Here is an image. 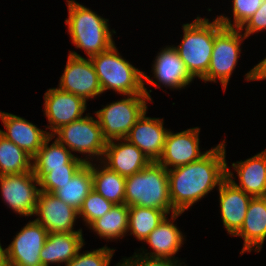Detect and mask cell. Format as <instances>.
<instances>
[{"instance_id":"obj_1","label":"cell","mask_w":266,"mask_h":266,"mask_svg":"<svg viewBox=\"0 0 266 266\" xmlns=\"http://www.w3.org/2000/svg\"><path fill=\"white\" fill-rule=\"evenodd\" d=\"M225 140L199 160L168 170L169 196L176 212L200 201L227 178Z\"/></svg>"},{"instance_id":"obj_2","label":"cell","mask_w":266,"mask_h":266,"mask_svg":"<svg viewBox=\"0 0 266 266\" xmlns=\"http://www.w3.org/2000/svg\"><path fill=\"white\" fill-rule=\"evenodd\" d=\"M66 2L68 18L65 24L68 26V32L75 48L84 50L88 58H91L107 51L115 44L112 35L116 31L109 29L108 19L75 0H66Z\"/></svg>"},{"instance_id":"obj_3","label":"cell","mask_w":266,"mask_h":266,"mask_svg":"<svg viewBox=\"0 0 266 266\" xmlns=\"http://www.w3.org/2000/svg\"><path fill=\"white\" fill-rule=\"evenodd\" d=\"M124 204L163 210L168 215L176 211L169 196L168 170L157 161L126 177Z\"/></svg>"},{"instance_id":"obj_4","label":"cell","mask_w":266,"mask_h":266,"mask_svg":"<svg viewBox=\"0 0 266 266\" xmlns=\"http://www.w3.org/2000/svg\"><path fill=\"white\" fill-rule=\"evenodd\" d=\"M183 38L178 46L173 47L184 62L189 74L201 79L210 65L215 35L224 27L218 18L209 22L199 15L193 22L182 25Z\"/></svg>"},{"instance_id":"obj_5","label":"cell","mask_w":266,"mask_h":266,"mask_svg":"<svg viewBox=\"0 0 266 266\" xmlns=\"http://www.w3.org/2000/svg\"><path fill=\"white\" fill-rule=\"evenodd\" d=\"M114 44L107 51L92 56L91 62L98 76L102 93L113 90L118 94H145L143 71L124 59Z\"/></svg>"},{"instance_id":"obj_6","label":"cell","mask_w":266,"mask_h":266,"mask_svg":"<svg viewBox=\"0 0 266 266\" xmlns=\"http://www.w3.org/2000/svg\"><path fill=\"white\" fill-rule=\"evenodd\" d=\"M52 136L71 152L86 155L82 160L88 164L98 160L102 161L107 140L97 118L86 114L83 118L65 124L57 129ZM93 157V158H92Z\"/></svg>"},{"instance_id":"obj_7","label":"cell","mask_w":266,"mask_h":266,"mask_svg":"<svg viewBox=\"0 0 266 266\" xmlns=\"http://www.w3.org/2000/svg\"><path fill=\"white\" fill-rule=\"evenodd\" d=\"M127 96L94 112L107 141L126 138L130 129L148 109L146 101L150 100L146 94Z\"/></svg>"},{"instance_id":"obj_8","label":"cell","mask_w":266,"mask_h":266,"mask_svg":"<svg viewBox=\"0 0 266 266\" xmlns=\"http://www.w3.org/2000/svg\"><path fill=\"white\" fill-rule=\"evenodd\" d=\"M246 36L240 29L223 27L216 35L207 73L201 78L205 83L219 80L225 91L241 57V45ZM218 79V80H217Z\"/></svg>"},{"instance_id":"obj_9","label":"cell","mask_w":266,"mask_h":266,"mask_svg":"<svg viewBox=\"0 0 266 266\" xmlns=\"http://www.w3.org/2000/svg\"><path fill=\"white\" fill-rule=\"evenodd\" d=\"M37 186H40L39 180L33 171L0 176L2 199L20 216L34 215L40 192Z\"/></svg>"},{"instance_id":"obj_10","label":"cell","mask_w":266,"mask_h":266,"mask_svg":"<svg viewBox=\"0 0 266 266\" xmlns=\"http://www.w3.org/2000/svg\"><path fill=\"white\" fill-rule=\"evenodd\" d=\"M58 88L82 97L86 102L102 94L99 79L91 59L88 57L86 59L75 51H69Z\"/></svg>"},{"instance_id":"obj_11","label":"cell","mask_w":266,"mask_h":266,"mask_svg":"<svg viewBox=\"0 0 266 266\" xmlns=\"http://www.w3.org/2000/svg\"><path fill=\"white\" fill-rule=\"evenodd\" d=\"M157 54L152 64L153 79L157 82L150 79V76H147L146 73H143V90L150 102H152V98L149 93L152 92V90L148 91L147 88H145L146 82L158 88L164 85L166 88L169 87L170 89L181 90L194 80L187 71L184 62L179 57L173 45L166 46Z\"/></svg>"},{"instance_id":"obj_12","label":"cell","mask_w":266,"mask_h":266,"mask_svg":"<svg viewBox=\"0 0 266 266\" xmlns=\"http://www.w3.org/2000/svg\"><path fill=\"white\" fill-rule=\"evenodd\" d=\"M199 133V127L189 128L177 133L169 130L162 155L157 162L167 170H171L199 160L208 151L201 152Z\"/></svg>"},{"instance_id":"obj_13","label":"cell","mask_w":266,"mask_h":266,"mask_svg":"<svg viewBox=\"0 0 266 266\" xmlns=\"http://www.w3.org/2000/svg\"><path fill=\"white\" fill-rule=\"evenodd\" d=\"M25 225L7 246L9 266H42L40 252L48 231L35 220Z\"/></svg>"},{"instance_id":"obj_14","label":"cell","mask_w":266,"mask_h":266,"mask_svg":"<svg viewBox=\"0 0 266 266\" xmlns=\"http://www.w3.org/2000/svg\"><path fill=\"white\" fill-rule=\"evenodd\" d=\"M34 215L37 216L35 221L48 233L82 232V228L76 231L73 227L78 217V210L53 193L39 192Z\"/></svg>"},{"instance_id":"obj_15","label":"cell","mask_w":266,"mask_h":266,"mask_svg":"<svg viewBox=\"0 0 266 266\" xmlns=\"http://www.w3.org/2000/svg\"><path fill=\"white\" fill-rule=\"evenodd\" d=\"M44 115L47 117L52 135L57 129L65 124L83 118L87 109L86 101L75 94L65 92L61 89L50 88L44 94Z\"/></svg>"},{"instance_id":"obj_16","label":"cell","mask_w":266,"mask_h":266,"mask_svg":"<svg viewBox=\"0 0 266 266\" xmlns=\"http://www.w3.org/2000/svg\"><path fill=\"white\" fill-rule=\"evenodd\" d=\"M101 162L112 171L128 177L144 169L151 161L136 145L123 138L107 141Z\"/></svg>"},{"instance_id":"obj_17","label":"cell","mask_w":266,"mask_h":266,"mask_svg":"<svg viewBox=\"0 0 266 266\" xmlns=\"http://www.w3.org/2000/svg\"><path fill=\"white\" fill-rule=\"evenodd\" d=\"M146 113L137 120L125 139L136 145L150 161H158L169 129L164 128L163 118L147 117Z\"/></svg>"},{"instance_id":"obj_18","label":"cell","mask_w":266,"mask_h":266,"mask_svg":"<svg viewBox=\"0 0 266 266\" xmlns=\"http://www.w3.org/2000/svg\"><path fill=\"white\" fill-rule=\"evenodd\" d=\"M239 183L227 164V178L239 189L252 197H266V149L244 161L233 162Z\"/></svg>"},{"instance_id":"obj_19","label":"cell","mask_w":266,"mask_h":266,"mask_svg":"<svg viewBox=\"0 0 266 266\" xmlns=\"http://www.w3.org/2000/svg\"><path fill=\"white\" fill-rule=\"evenodd\" d=\"M217 190L222 223L228 234L234 236L244 223L252 196L237 188L228 178Z\"/></svg>"},{"instance_id":"obj_20","label":"cell","mask_w":266,"mask_h":266,"mask_svg":"<svg viewBox=\"0 0 266 266\" xmlns=\"http://www.w3.org/2000/svg\"><path fill=\"white\" fill-rule=\"evenodd\" d=\"M0 118L6 131L0 129V134L12 141L32 157L42 147L49 132L38 128L25 118L0 111Z\"/></svg>"},{"instance_id":"obj_21","label":"cell","mask_w":266,"mask_h":266,"mask_svg":"<svg viewBox=\"0 0 266 266\" xmlns=\"http://www.w3.org/2000/svg\"><path fill=\"white\" fill-rule=\"evenodd\" d=\"M180 215H182L181 212L172 213L171 219L167 215L149 236L143 240V242L149 244L148 246L152 248L153 252H147L145 248H141L140 250L143 251L138 254L153 258L175 259L174 255L180 250L185 240V236L176 224H174V221Z\"/></svg>"},{"instance_id":"obj_22","label":"cell","mask_w":266,"mask_h":266,"mask_svg":"<svg viewBox=\"0 0 266 266\" xmlns=\"http://www.w3.org/2000/svg\"><path fill=\"white\" fill-rule=\"evenodd\" d=\"M234 236L244 240L240 254L261 251L266 240V197L251 198L244 223Z\"/></svg>"},{"instance_id":"obj_23","label":"cell","mask_w":266,"mask_h":266,"mask_svg":"<svg viewBox=\"0 0 266 266\" xmlns=\"http://www.w3.org/2000/svg\"><path fill=\"white\" fill-rule=\"evenodd\" d=\"M85 241L82 232L48 233L40 252L42 266L65 263L72 260L83 248Z\"/></svg>"},{"instance_id":"obj_24","label":"cell","mask_w":266,"mask_h":266,"mask_svg":"<svg viewBox=\"0 0 266 266\" xmlns=\"http://www.w3.org/2000/svg\"><path fill=\"white\" fill-rule=\"evenodd\" d=\"M55 137L49 135L43 142L42 147L33 156L32 171L40 181L51 168L64 167V165H84L82 157H78L71 153L64 145L56 138L49 145V142Z\"/></svg>"},{"instance_id":"obj_25","label":"cell","mask_w":266,"mask_h":266,"mask_svg":"<svg viewBox=\"0 0 266 266\" xmlns=\"http://www.w3.org/2000/svg\"><path fill=\"white\" fill-rule=\"evenodd\" d=\"M99 163L91 162L93 189L113 204H124L126 177Z\"/></svg>"},{"instance_id":"obj_26","label":"cell","mask_w":266,"mask_h":266,"mask_svg":"<svg viewBox=\"0 0 266 266\" xmlns=\"http://www.w3.org/2000/svg\"><path fill=\"white\" fill-rule=\"evenodd\" d=\"M93 190V178L91 163L84 164L72 177L63 185H60L53 194L66 204L79 210L84 199Z\"/></svg>"},{"instance_id":"obj_27","label":"cell","mask_w":266,"mask_h":266,"mask_svg":"<svg viewBox=\"0 0 266 266\" xmlns=\"http://www.w3.org/2000/svg\"><path fill=\"white\" fill-rule=\"evenodd\" d=\"M129 207L126 204H114L110 211L95 220L89 228L100 238L122 239L128 229Z\"/></svg>"},{"instance_id":"obj_28","label":"cell","mask_w":266,"mask_h":266,"mask_svg":"<svg viewBox=\"0 0 266 266\" xmlns=\"http://www.w3.org/2000/svg\"><path fill=\"white\" fill-rule=\"evenodd\" d=\"M167 215L163 210L156 208L129 206L127 232L133 234L139 241H143Z\"/></svg>"},{"instance_id":"obj_29","label":"cell","mask_w":266,"mask_h":266,"mask_svg":"<svg viewBox=\"0 0 266 266\" xmlns=\"http://www.w3.org/2000/svg\"><path fill=\"white\" fill-rule=\"evenodd\" d=\"M32 159L25 150L0 134V176L32 171Z\"/></svg>"},{"instance_id":"obj_30","label":"cell","mask_w":266,"mask_h":266,"mask_svg":"<svg viewBox=\"0 0 266 266\" xmlns=\"http://www.w3.org/2000/svg\"><path fill=\"white\" fill-rule=\"evenodd\" d=\"M113 205L93 189L78 210V218H83L85 225L89 227L95 220L110 211Z\"/></svg>"},{"instance_id":"obj_31","label":"cell","mask_w":266,"mask_h":266,"mask_svg":"<svg viewBox=\"0 0 266 266\" xmlns=\"http://www.w3.org/2000/svg\"><path fill=\"white\" fill-rule=\"evenodd\" d=\"M262 2L263 0H232L233 21L226 15H219L217 18L225 28L240 29L259 9Z\"/></svg>"},{"instance_id":"obj_32","label":"cell","mask_w":266,"mask_h":266,"mask_svg":"<svg viewBox=\"0 0 266 266\" xmlns=\"http://www.w3.org/2000/svg\"><path fill=\"white\" fill-rule=\"evenodd\" d=\"M83 165H64V167L51 168L40 181V191L54 193L59 189L60 185L70 181L74 174Z\"/></svg>"},{"instance_id":"obj_33","label":"cell","mask_w":266,"mask_h":266,"mask_svg":"<svg viewBox=\"0 0 266 266\" xmlns=\"http://www.w3.org/2000/svg\"><path fill=\"white\" fill-rule=\"evenodd\" d=\"M114 253L115 249L108 248L106 245L93 251H85L82 254L79 250L77 255L65 266H109Z\"/></svg>"},{"instance_id":"obj_34","label":"cell","mask_w":266,"mask_h":266,"mask_svg":"<svg viewBox=\"0 0 266 266\" xmlns=\"http://www.w3.org/2000/svg\"><path fill=\"white\" fill-rule=\"evenodd\" d=\"M177 258H153L138 253L136 254L135 252L132 257H125L123 260H120L116 266H182V263Z\"/></svg>"},{"instance_id":"obj_35","label":"cell","mask_w":266,"mask_h":266,"mask_svg":"<svg viewBox=\"0 0 266 266\" xmlns=\"http://www.w3.org/2000/svg\"><path fill=\"white\" fill-rule=\"evenodd\" d=\"M240 30L241 32L245 31L243 34L246 38L253 33L266 30V0H263L259 9L245 22Z\"/></svg>"},{"instance_id":"obj_36","label":"cell","mask_w":266,"mask_h":266,"mask_svg":"<svg viewBox=\"0 0 266 266\" xmlns=\"http://www.w3.org/2000/svg\"><path fill=\"white\" fill-rule=\"evenodd\" d=\"M246 81L266 79V57L245 74Z\"/></svg>"},{"instance_id":"obj_37","label":"cell","mask_w":266,"mask_h":266,"mask_svg":"<svg viewBox=\"0 0 266 266\" xmlns=\"http://www.w3.org/2000/svg\"><path fill=\"white\" fill-rule=\"evenodd\" d=\"M0 266H9L7 248H3L0 243Z\"/></svg>"}]
</instances>
